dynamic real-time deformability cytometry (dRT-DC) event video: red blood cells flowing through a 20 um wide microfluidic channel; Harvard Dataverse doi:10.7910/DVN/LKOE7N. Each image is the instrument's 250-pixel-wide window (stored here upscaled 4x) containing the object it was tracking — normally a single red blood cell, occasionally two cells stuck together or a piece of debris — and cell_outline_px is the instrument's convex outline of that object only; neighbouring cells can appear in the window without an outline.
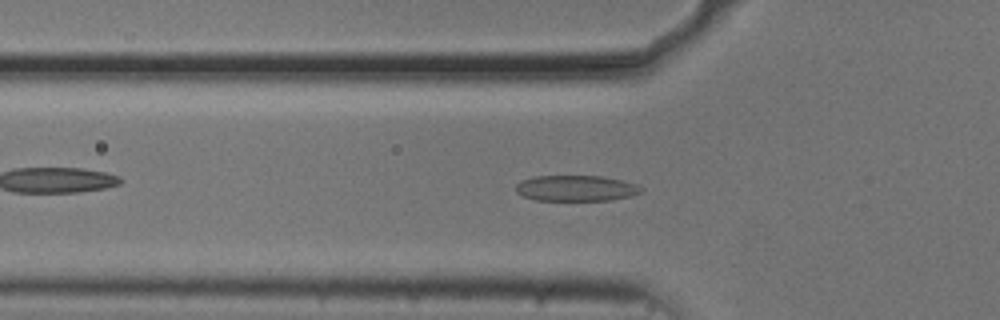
{"species": "common noctule bat (a hibernating species)", "species_latin": "Nyctalus noctula", "temperature_condition": "cold", "stored_images_in_passage": 42, "camera_frame_rate_fps": 3000, "um_per_image_px": 0.085, "animal": {"sex": "male", "body_mass_g": 20.5, "forearm_length_mm": 52.5}, "frame": {"image": 1, "passage_image": 13, "time_ms": 4.0, "image_size_px": [1000, 320], "cell_outline_px": [[644, 192], [612, 200], [536, 200], [524, 196], [516, 192], [516, 184], [520, 180], [532, 176], [604, 176], [636, 184], [644, 188]], "centroid_in_image_um": [48.96, 15.99], "position_along_channel_um": 76.8, "area_um2": 18.9}}
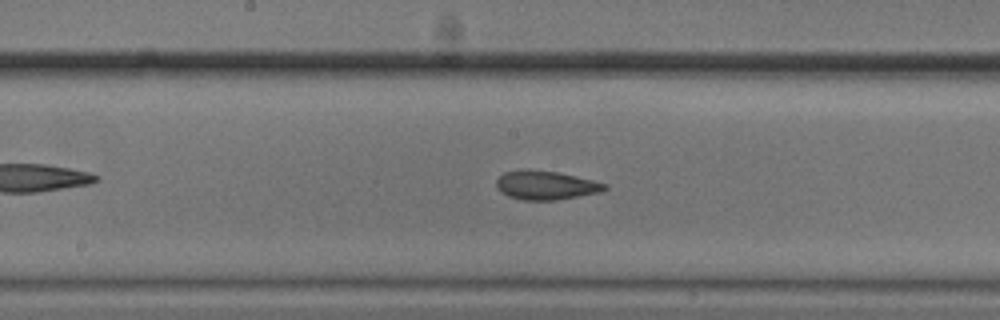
{"frame": {"image": 2, "passage_image": 23, "time_ms": 7.333, "image_size_px": [1000, 320], "cell_outline_px": [[608, 188], [600, 192], [556, 200], [524, 200], [508, 196], [500, 192], [496, 188], [496, 180], [504, 172], [556, 172], [576, 176], [608, 184]], "centroid_in_image_um": [46.42, 15.79], "position_along_channel_um": 201.8, "area_um2": 17.57}}
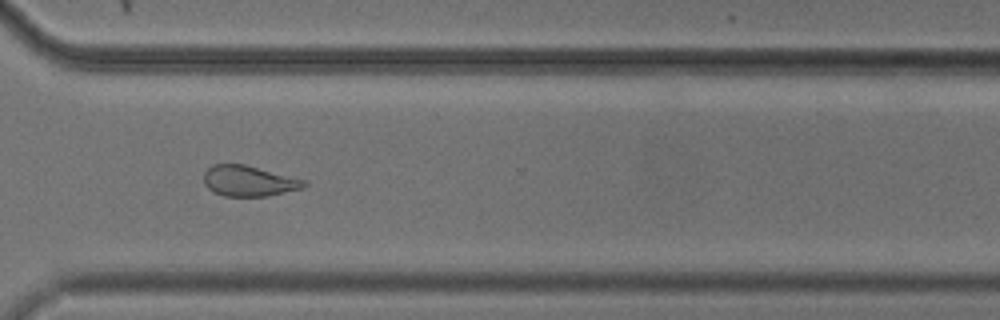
{"frame": {"image": 3, "passage_image": 35, "time_ms": 11.333, "image_size_px": [1000, 320], "cell_outline_px": [[308, 184], [304, 188], [268, 196], [224, 196], [208, 188], [204, 184], [204, 172], [212, 164], [244, 164], [308, 180]], "centroid_in_image_um": [21.2, 15.38], "position_along_channel_um": 349.4, "area_um2": 18.03}, "authors_computed_cell_mechanics": {"area_um2": 18.4382, "velocity_mm_per_s": 3.7072, "shape_relaxation_time_tau1_ms": 4.0277, "shape_relaxation_time_tau2_ms": 2.3734, "deformation_change_tau1": 0.1269, "deformation_change_tau2": 0.0948}}